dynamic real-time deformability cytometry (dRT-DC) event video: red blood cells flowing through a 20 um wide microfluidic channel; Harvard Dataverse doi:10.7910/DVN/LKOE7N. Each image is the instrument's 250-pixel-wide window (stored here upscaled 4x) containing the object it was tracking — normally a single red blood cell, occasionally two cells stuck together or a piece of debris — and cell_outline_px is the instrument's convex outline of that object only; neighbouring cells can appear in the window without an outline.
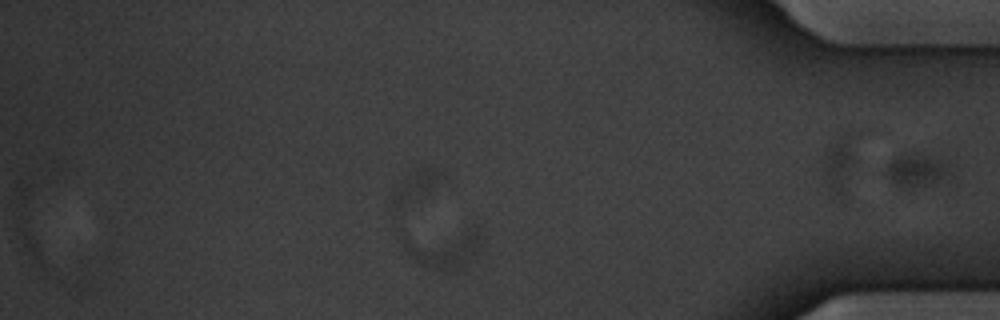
{"species": "common noctule bat (a hibernating species)", "species_latin": "Nyctalus noctula", "temperature_condition": "warm", "stored_images_in_passage": 30, "camera_frame_rate_fps": 3000, "um_per_image_px": 0.085, "animal": {"sex": "male", "body_mass_g": 20.1, "forearm_length_mm": 53.5}, "frame": {"image": 1, "passage_image": 30, "time_ms": 9.667, "image_size_px": [1000, 320], "cell_outline_px": [[480, 244], [456, 268], [444, 268], [424, 264], [408, 252], [404, 248], [404, 236], [468, 228], [472, 228], [476, 232]], "centroid_in_image_um": [37.62, 21.0], "position_along_channel_um": 397.6, "area_um2": 15.72}}